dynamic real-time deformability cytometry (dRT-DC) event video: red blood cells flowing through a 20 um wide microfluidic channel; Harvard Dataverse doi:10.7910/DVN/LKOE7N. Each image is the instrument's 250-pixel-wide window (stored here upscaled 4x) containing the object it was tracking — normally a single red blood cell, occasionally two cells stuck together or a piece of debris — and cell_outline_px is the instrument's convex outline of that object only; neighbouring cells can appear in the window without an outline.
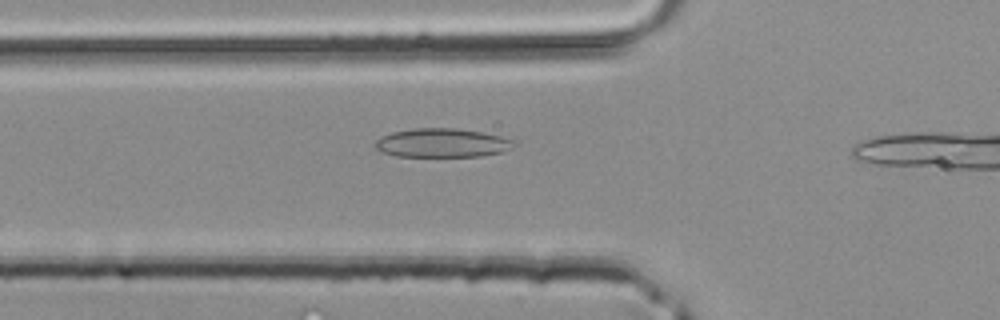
{"species": "common noctule bat (a hibernating species)", "species_latin": "Nyctalus noctula", "temperature_condition": "room temperature", "stored_images_in_passage": 10, "camera_frame_rate_fps": 3000, "um_per_image_px": 0.085, "animal": {"sex": "male", "body_mass_g": 20.4}, "frame": {"image": 1, "passage_image": 6, "time_ms": 1.667, "image_size_px": [1000, 320], "cell_outline_px": [[516, 144], [504, 152], [480, 156], [396, 156], [384, 152], [376, 148], [372, 144], [376, 140], [392, 132], [416, 128], [456, 128], [484, 132], [516, 140]], "centroid_in_image_um": [37.62, 12.14], "position_along_channel_um": 88.2, "area_um2": 23.35}}
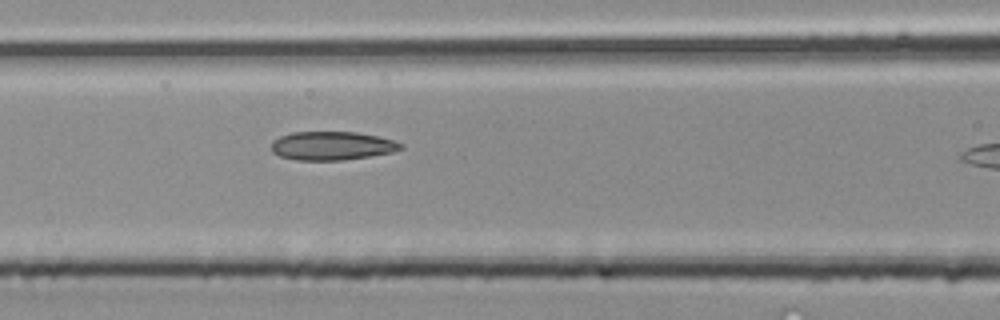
{"frame": {"image": 2, "passage_image": 9, "time_ms": 2.667, "image_size_px": [1000, 320], "cell_outline_px": [[404, 148], [392, 152], [344, 160], [296, 160], [280, 156], [272, 152], [272, 140], [280, 136], [292, 132], [356, 132], [380, 136], [404, 144]], "centroid_in_image_um": [28.22, 12.38], "position_along_channel_um": 138.4, "area_um2": 21.62}}